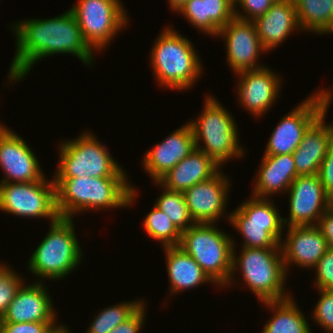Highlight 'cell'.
<instances>
[{
	"label": "cell",
	"mask_w": 333,
	"mask_h": 333,
	"mask_svg": "<svg viewBox=\"0 0 333 333\" xmlns=\"http://www.w3.org/2000/svg\"><path fill=\"white\" fill-rule=\"evenodd\" d=\"M12 25L17 41L7 73L11 82L22 81L37 61L54 54H71L86 65L94 62V50L84 40L70 9L53 18H30Z\"/></svg>",
	"instance_id": "obj_1"
},
{
	"label": "cell",
	"mask_w": 333,
	"mask_h": 333,
	"mask_svg": "<svg viewBox=\"0 0 333 333\" xmlns=\"http://www.w3.org/2000/svg\"><path fill=\"white\" fill-rule=\"evenodd\" d=\"M56 208L60 217L73 218L87 210L127 207L134 204L137 191L128 177L53 178Z\"/></svg>",
	"instance_id": "obj_2"
},
{
	"label": "cell",
	"mask_w": 333,
	"mask_h": 333,
	"mask_svg": "<svg viewBox=\"0 0 333 333\" xmlns=\"http://www.w3.org/2000/svg\"><path fill=\"white\" fill-rule=\"evenodd\" d=\"M151 51L154 78L163 88L190 89L202 74V63L192 42L171 25L158 35Z\"/></svg>",
	"instance_id": "obj_3"
},
{
	"label": "cell",
	"mask_w": 333,
	"mask_h": 333,
	"mask_svg": "<svg viewBox=\"0 0 333 333\" xmlns=\"http://www.w3.org/2000/svg\"><path fill=\"white\" fill-rule=\"evenodd\" d=\"M235 244L232 251V269L229 285L236 269H240L242 280L261 302L279 301L291 297L285 292L286 269L281 248L241 247L236 255Z\"/></svg>",
	"instance_id": "obj_4"
},
{
	"label": "cell",
	"mask_w": 333,
	"mask_h": 333,
	"mask_svg": "<svg viewBox=\"0 0 333 333\" xmlns=\"http://www.w3.org/2000/svg\"><path fill=\"white\" fill-rule=\"evenodd\" d=\"M48 234L32 252L28 261L30 273L42 279L60 280L81 264L82 251L73 218L59 217L50 224Z\"/></svg>",
	"instance_id": "obj_5"
},
{
	"label": "cell",
	"mask_w": 333,
	"mask_h": 333,
	"mask_svg": "<svg viewBox=\"0 0 333 333\" xmlns=\"http://www.w3.org/2000/svg\"><path fill=\"white\" fill-rule=\"evenodd\" d=\"M204 101L202 113L189 122L195 148L210 156L220 167L231 158L243 157L245 149L239 145L237 125L232 114L214 96H207Z\"/></svg>",
	"instance_id": "obj_6"
},
{
	"label": "cell",
	"mask_w": 333,
	"mask_h": 333,
	"mask_svg": "<svg viewBox=\"0 0 333 333\" xmlns=\"http://www.w3.org/2000/svg\"><path fill=\"white\" fill-rule=\"evenodd\" d=\"M215 223H194L181 232L179 247L191 255L207 276L219 287L228 286L232 269L231 236Z\"/></svg>",
	"instance_id": "obj_7"
},
{
	"label": "cell",
	"mask_w": 333,
	"mask_h": 333,
	"mask_svg": "<svg viewBox=\"0 0 333 333\" xmlns=\"http://www.w3.org/2000/svg\"><path fill=\"white\" fill-rule=\"evenodd\" d=\"M59 145L60 160L53 178L128 177L92 132Z\"/></svg>",
	"instance_id": "obj_8"
},
{
	"label": "cell",
	"mask_w": 333,
	"mask_h": 333,
	"mask_svg": "<svg viewBox=\"0 0 333 333\" xmlns=\"http://www.w3.org/2000/svg\"><path fill=\"white\" fill-rule=\"evenodd\" d=\"M244 239L242 247L281 248L283 217L269 198L252 196L227 216Z\"/></svg>",
	"instance_id": "obj_9"
},
{
	"label": "cell",
	"mask_w": 333,
	"mask_h": 333,
	"mask_svg": "<svg viewBox=\"0 0 333 333\" xmlns=\"http://www.w3.org/2000/svg\"><path fill=\"white\" fill-rule=\"evenodd\" d=\"M121 0H77L70 8L84 40L93 50H103L126 28L127 12Z\"/></svg>",
	"instance_id": "obj_10"
},
{
	"label": "cell",
	"mask_w": 333,
	"mask_h": 333,
	"mask_svg": "<svg viewBox=\"0 0 333 333\" xmlns=\"http://www.w3.org/2000/svg\"><path fill=\"white\" fill-rule=\"evenodd\" d=\"M0 210L20 217L49 218L60 216L56 208L54 179L29 183H0Z\"/></svg>",
	"instance_id": "obj_11"
},
{
	"label": "cell",
	"mask_w": 333,
	"mask_h": 333,
	"mask_svg": "<svg viewBox=\"0 0 333 333\" xmlns=\"http://www.w3.org/2000/svg\"><path fill=\"white\" fill-rule=\"evenodd\" d=\"M332 94L331 90L323 89L313 93L318 102L320 116L305 131L300 145L293 153L297 176L318 174L321 162L333 144V131L324 122L333 99Z\"/></svg>",
	"instance_id": "obj_12"
},
{
	"label": "cell",
	"mask_w": 333,
	"mask_h": 333,
	"mask_svg": "<svg viewBox=\"0 0 333 333\" xmlns=\"http://www.w3.org/2000/svg\"><path fill=\"white\" fill-rule=\"evenodd\" d=\"M287 192L290 215L289 218L283 217L284 226H316L329 209L330 199L318 174L297 176Z\"/></svg>",
	"instance_id": "obj_13"
},
{
	"label": "cell",
	"mask_w": 333,
	"mask_h": 333,
	"mask_svg": "<svg viewBox=\"0 0 333 333\" xmlns=\"http://www.w3.org/2000/svg\"><path fill=\"white\" fill-rule=\"evenodd\" d=\"M29 145L11 129L0 124V167L4 178L0 183H29L46 176Z\"/></svg>",
	"instance_id": "obj_14"
},
{
	"label": "cell",
	"mask_w": 333,
	"mask_h": 333,
	"mask_svg": "<svg viewBox=\"0 0 333 333\" xmlns=\"http://www.w3.org/2000/svg\"><path fill=\"white\" fill-rule=\"evenodd\" d=\"M217 36L225 40L226 62L235 74L264 67L256 63L262 51L266 50L261 44L253 22L234 18L219 30Z\"/></svg>",
	"instance_id": "obj_15"
},
{
	"label": "cell",
	"mask_w": 333,
	"mask_h": 333,
	"mask_svg": "<svg viewBox=\"0 0 333 333\" xmlns=\"http://www.w3.org/2000/svg\"><path fill=\"white\" fill-rule=\"evenodd\" d=\"M320 116L316 97L309 95L273 129L263 155L293 154L309 126Z\"/></svg>",
	"instance_id": "obj_16"
},
{
	"label": "cell",
	"mask_w": 333,
	"mask_h": 333,
	"mask_svg": "<svg viewBox=\"0 0 333 333\" xmlns=\"http://www.w3.org/2000/svg\"><path fill=\"white\" fill-rule=\"evenodd\" d=\"M220 169L210 179L184 192L189 214L195 223H215L224 216L230 180Z\"/></svg>",
	"instance_id": "obj_17"
},
{
	"label": "cell",
	"mask_w": 333,
	"mask_h": 333,
	"mask_svg": "<svg viewBox=\"0 0 333 333\" xmlns=\"http://www.w3.org/2000/svg\"><path fill=\"white\" fill-rule=\"evenodd\" d=\"M237 75L239 83L236 92L241 106L255 117L266 114L279 97L281 77L266 65L241 71Z\"/></svg>",
	"instance_id": "obj_18"
},
{
	"label": "cell",
	"mask_w": 333,
	"mask_h": 333,
	"mask_svg": "<svg viewBox=\"0 0 333 333\" xmlns=\"http://www.w3.org/2000/svg\"><path fill=\"white\" fill-rule=\"evenodd\" d=\"M194 149L193 130L187 122L148 150L143 157L142 166L152 180L158 182Z\"/></svg>",
	"instance_id": "obj_19"
},
{
	"label": "cell",
	"mask_w": 333,
	"mask_h": 333,
	"mask_svg": "<svg viewBox=\"0 0 333 333\" xmlns=\"http://www.w3.org/2000/svg\"><path fill=\"white\" fill-rule=\"evenodd\" d=\"M44 282L37 281L31 285L23 283L16 296L9 304L0 322L56 323V312L52 298Z\"/></svg>",
	"instance_id": "obj_20"
},
{
	"label": "cell",
	"mask_w": 333,
	"mask_h": 333,
	"mask_svg": "<svg viewBox=\"0 0 333 333\" xmlns=\"http://www.w3.org/2000/svg\"><path fill=\"white\" fill-rule=\"evenodd\" d=\"M285 240L280 246L283 255L284 267L288 274L290 264L311 270L323 254L329 249L327 240L317 226L287 227Z\"/></svg>",
	"instance_id": "obj_21"
},
{
	"label": "cell",
	"mask_w": 333,
	"mask_h": 333,
	"mask_svg": "<svg viewBox=\"0 0 333 333\" xmlns=\"http://www.w3.org/2000/svg\"><path fill=\"white\" fill-rule=\"evenodd\" d=\"M252 22L266 52L284 42L294 30H301L293 0H276L263 16Z\"/></svg>",
	"instance_id": "obj_22"
},
{
	"label": "cell",
	"mask_w": 333,
	"mask_h": 333,
	"mask_svg": "<svg viewBox=\"0 0 333 333\" xmlns=\"http://www.w3.org/2000/svg\"><path fill=\"white\" fill-rule=\"evenodd\" d=\"M220 169L210 156L195 148L155 184L184 193L195 184L210 179Z\"/></svg>",
	"instance_id": "obj_23"
},
{
	"label": "cell",
	"mask_w": 333,
	"mask_h": 333,
	"mask_svg": "<svg viewBox=\"0 0 333 333\" xmlns=\"http://www.w3.org/2000/svg\"><path fill=\"white\" fill-rule=\"evenodd\" d=\"M257 172L251 195L257 198H267L277 192H286L297 177L293 154L263 155Z\"/></svg>",
	"instance_id": "obj_24"
},
{
	"label": "cell",
	"mask_w": 333,
	"mask_h": 333,
	"mask_svg": "<svg viewBox=\"0 0 333 333\" xmlns=\"http://www.w3.org/2000/svg\"><path fill=\"white\" fill-rule=\"evenodd\" d=\"M176 12L199 31L216 37L235 18V5L231 0H188Z\"/></svg>",
	"instance_id": "obj_25"
},
{
	"label": "cell",
	"mask_w": 333,
	"mask_h": 333,
	"mask_svg": "<svg viewBox=\"0 0 333 333\" xmlns=\"http://www.w3.org/2000/svg\"><path fill=\"white\" fill-rule=\"evenodd\" d=\"M163 250L166 257L171 295L186 289H192L206 282L215 285L192 256L184 252L179 246L164 247Z\"/></svg>",
	"instance_id": "obj_26"
},
{
	"label": "cell",
	"mask_w": 333,
	"mask_h": 333,
	"mask_svg": "<svg viewBox=\"0 0 333 333\" xmlns=\"http://www.w3.org/2000/svg\"><path fill=\"white\" fill-rule=\"evenodd\" d=\"M274 311L272 318L267 320L261 333H312L306 316L299 306L289 297L279 301L262 302Z\"/></svg>",
	"instance_id": "obj_27"
},
{
	"label": "cell",
	"mask_w": 333,
	"mask_h": 333,
	"mask_svg": "<svg viewBox=\"0 0 333 333\" xmlns=\"http://www.w3.org/2000/svg\"><path fill=\"white\" fill-rule=\"evenodd\" d=\"M298 24L303 31L333 33V0H293Z\"/></svg>",
	"instance_id": "obj_28"
},
{
	"label": "cell",
	"mask_w": 333,
	"mask_h": 333,
	"mask_svg": "<svg viewBox=\"0 0 333 333\" xmlns=\"http://www.w3.org/2000/svg\"><path fill=\"white\" fill-rule=\"evenodd\" d=\"M143 305L145 302L140 299L107 307L94 317L87 333H110L119 324L132 317Z\"/></svg>",
	"instance_id": "obj_29"
},
{
	"label": "cell",
	"mask_w": 333,
	"mask_h": 333,
	"mask_svg": "<svg viewBox=\"0 0 333 333\" xmlns=\"http://www.w3.org/2000/svg\"><path fill=\"white\" fill-rule=\"evenodd\" d=\"M163 193L154 205L161 210L174 226L180 231H186L195 222L191 218L183 192H177L163 187Z\"/></svg>",
	"instance_id": "obj_30"
},
{
	"label": "cell",
	"mask_w": 333,
	"mask_h": 333,
	"mask_svg": "<svg viewBox=\"0 0 333 333\" xmlns=\"http://www.w3.org/2000/svg\"><path fill=\"white\" fill-rule=\"evenodd\" d=\"M144 219L143 226L148 235L158 240L164 247L178 246L181 239V232L174 226L171 220L155 205H153Z\"/></svg>",
	"instance_id": "obj_31"
},
{
	"label": "cell",
	"mask_w": 333,
	"mask_h": 333,
	"mask_svg": "<svg viewBox=\"0 0 333 333\" xmlns=\"http://www.w3.org/2000/svg\"><path fill=\"white\" fill-rule=\"evenodd\" d=\"M23 279L6 264L0 263V318L6 312L16 293L23 285Z\"/></svg>",
	"instance_id": "obj_32"
},
{
	"label": "cell",
	"mask_w": 333,
	"mask_h": 333,
	"mask_svg": "<svg viewBox=\"0 0 333 333\" xmlns=\"http://www.w3.org/2000/svg\"><path fill=\"white\" fill-rule=\"evenodd\" d=\"M321 294L312 311L313 320L327 332H333V290H318Z\"/></svg>",
	"instance_id": "obj_33"
},
{
	"label": "cell",
	"mask_w": 333,
	"mask_h": 333,
	"mask_svg": "<svg viewBox=\"0 0 333 333\" xmlns=\"http://www.w3.org/2000/svg\"><path fill=\"white\" fill-rule=\"evenodd\" d=\"M316 272L315 286L317 289L333 290V248L323 254L316 266L313 268Z\"/></svg>",
	"instance_id": "obj_34"
},
{
	"label": "cell",
	"mask_w": 333,
	"mask_h": 333,
	"mask_svg": "<svg viewBox=\"0 0 333 333\" xmlns=\"http://www.w3.org/2000/svg\"><path fill=\"white\" fill-rule=\"evenodd\" d=\"M276 0H239L235 7L239 6L243 9L238 11L235 8V18L243 20V21H254L260 16H263L275 3Z\"/></svg>",
	"instance_id": "obj_35"
},
{
	"label": "cell",
	"mask_w": 333,
	"mask_h": 333,
	"mask_svg": "<svg viewBox=\"0 0 333 333\" xmlns=\"http://www.w3.org/2000/svg\"><path fill=\"white\" fill-rule=\"evenodd\" d=\"M55 323H13L0 322V333H46Z\"/></svg>",
	"instance_id": "obj_36"
},
{
	"label": "cell",
	"mask_w": 333,
	"mask_h": 333,
	"mask_svg": "<svg viewBox=\"0 0 333 333\" xmlns=\"http://www.w3.org/2000/svg\"><path fill=\"white\" fill-rule=\"evenodd\" d=\"M320 181L328 198L333 197V144L329 147L327 155L321 162L318 172Z\"/></svg>",
	"instance_id": "obj_37"
},
{
	"label": "cell",
	"mask_w": 333,
	"mask_h": 333,
	"mask_svg": "<svg viewBox=\"0 0 333 333\" xmlns=\"http://www.w3.org/2000/svg\"><path fill=\"white\" fill-rule=\"evenodd\" d=\"M145 306L143 305L132 317L119 324L110 333H139L145 320Z\"/></svg>",
	"instance_id": "obj_38"
},
{
	"label": "cell",
	"mask_w": 333,
	"mask_h": 333,
	"mask_svg": "<svg viewBox=\"0 0 333 333\" xmlns=\"http://www.w3.org/2000/svg\"><path fill=\"white\" fill-rule=\"evenodd\" d=\"M327 240L328 246L333 248V212L328 209L316 225Z\"/></svg>",
	"instance_id": "obj_39"
},
{
	"label": "cell",
	"mask_w": 333,
	"mask_h": 333,
	"mask_svg": "<svg viewBox=\"0 0 333 333\" xmlns=\"http://www.w3.org/2000/svg\"><path fill=\"white\" fill-rule=\"evenodd\" d=\"M46 333H70L68 327L64 324L57 325L56 323L52 325Z\"/></svg>",
	"instance_id": "obj_40"
},
{
	"label": "cell",
	"mask_w": 333,
	"mask_h": 333,
	"mask_svg": "<svg viewBox=\"0 0 333 333\" xmlns=\"http://www.w3.org/2000/svg\"><path fill=\"white\" fill-rule=\"evenodd\" d=\"M188 0H168L169 8L176 12L180 7H182Z\"/></svg>",
	"instance_id": "obj_41"
},
{
	"label": "cell",
	"mask_w": 333,
	"mask_h": 333,
	"mask_svg": "<svg viewBox=\"0 0 333 333\" xmlns=\"http://www.w3.org/2000/svg\"><path fill=\"white\" fill-rule=\"evenodd\" d=\"M329 209L333 212V197L330 198Z\"/></svg>",
	"instance_id": "obj_42"
},
{
	"label": "cell",
	"mask_w": 333,
	"mask_h": 333,
	"mask_svg": "<svg viewBox=\"0 0 333 333\" xmlns=\"http://www.w3.org/2000/svg\"><path fill=\"white\" fill-rule=\"evenodd\" d=\"M239 0H231V2L235 5Z\"/></svg>",
	"instance_id": "obj_43"
},
{
	"label": "cell",
	"mask_w": 333,
	"mask_h": 333,
	"mask_svg": "<svg viewBox=\"0 0 333 333\" xmlns=\"http://www.w3.org/2000/svg\"><path fill=\"white\" fill-rule=\"evenodd\" d=\"M329 127H330V129L333 131V124L331 123H329Z\"/></svg>",
	"instance_id": "obj_44"
}]
</instances>
